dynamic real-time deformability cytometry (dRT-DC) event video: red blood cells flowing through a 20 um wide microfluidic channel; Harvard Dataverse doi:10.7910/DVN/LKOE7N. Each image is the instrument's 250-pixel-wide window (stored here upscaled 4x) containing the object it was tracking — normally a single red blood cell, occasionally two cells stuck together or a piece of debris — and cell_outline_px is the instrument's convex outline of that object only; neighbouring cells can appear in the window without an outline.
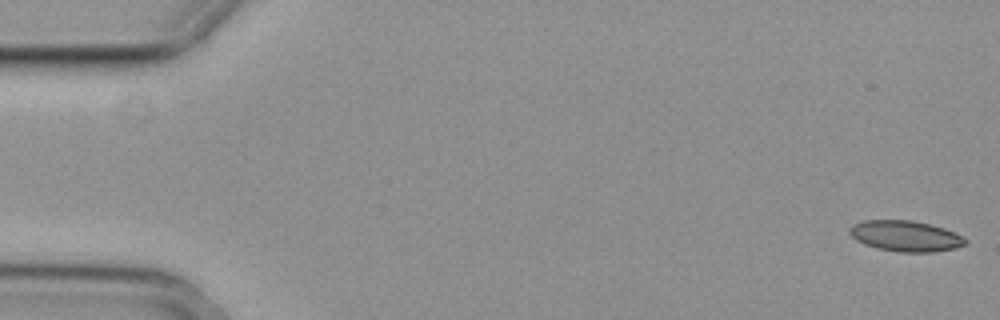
{"species": "common noctule bat (a hibernating species)", "species_latin": "Nyctalus noctula", "temperature_condition": "cold", "stored_images_in_passage": 14, "camera_frame_rate_fps": 3000, "um_per_image_px": 0.085, "animal": {"sex": "female", "body_mass_g": 29.2, "forearm_length_mm": 56.3}, "frame": {"image": 1, "passage_image": 1, "time_ms": 0.0, "image_size_px": [1000, 320], "cell_outline_px": [[968, 244], [956, 248], [936, 252], [896, 252], [876, 248], [864, 244], [856, 240], [848, 232], [848, 228], [852, 224], [864, 220], [912, 220], [944, 228], [964, 236], [968, 240]], "centroid_in_image_um": [76.98, 20.07], "position_along_channel_um": 8.0, "area_um2": 21.1}}